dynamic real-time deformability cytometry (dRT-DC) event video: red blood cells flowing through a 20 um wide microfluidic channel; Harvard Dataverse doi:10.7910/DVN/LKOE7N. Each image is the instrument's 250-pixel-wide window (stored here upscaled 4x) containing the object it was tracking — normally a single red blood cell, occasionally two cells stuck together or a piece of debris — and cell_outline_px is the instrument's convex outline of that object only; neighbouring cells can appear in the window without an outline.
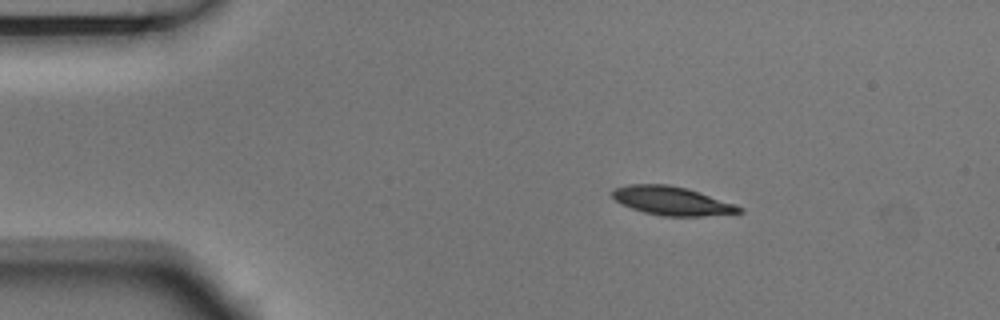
{"species": "Egyptian fruit bat (a non-hibernating species)", "species_latin": "Rousettus aegyptiacus", "temperature_condition": "room temperature", "stored_images_in_passage": 4, "camera_frame_rate_fps": 3000, "um_per_image_px": 0.085, "animal": {"sex": "male"}, "frame": {"image": 1, "passage_image": 2, "time_ms": 0.333, "image_size_px": [1000, 320], "cell_outline_px": [[744, 212], [704, 216], [660, 216], [644, 212], [620, 204], [612, 196], [612, 188], [628, 184], [668, 184], [688, 188], [736, 204], [744, 208]], "centroid_in_image_um": [57.12, 17.07], "position_along_channel_um": 27.9, "area_um2": 21.44}}
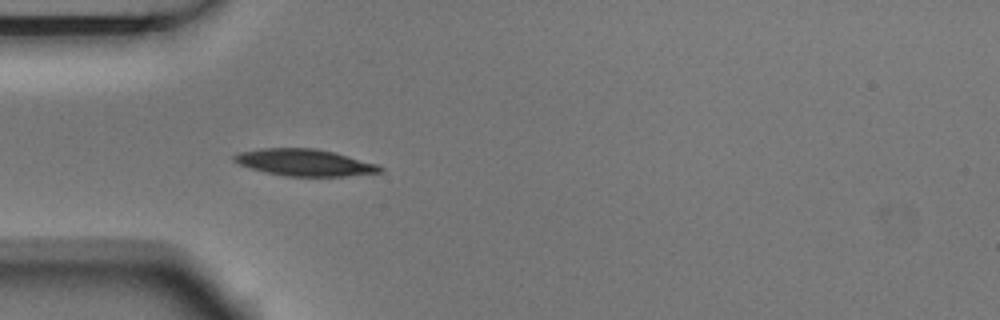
{"frame": {"image": 2, "passage_image": 4, "time_ms": 1.0, "image_size_px": [1000, 320], "cell_outline_px": [[384, 172], [344, 176], [284, 176], [252, 168], [240, 164], [232, 160], [232, 156], [240, 152], [264, 148], [316, 148], [332, 152], [376, 164], [384, 168]], "centroid_in_image_um": [25.89, 13.81], "position_along_channel_um": 59.1, "area_um2": 22.43}}